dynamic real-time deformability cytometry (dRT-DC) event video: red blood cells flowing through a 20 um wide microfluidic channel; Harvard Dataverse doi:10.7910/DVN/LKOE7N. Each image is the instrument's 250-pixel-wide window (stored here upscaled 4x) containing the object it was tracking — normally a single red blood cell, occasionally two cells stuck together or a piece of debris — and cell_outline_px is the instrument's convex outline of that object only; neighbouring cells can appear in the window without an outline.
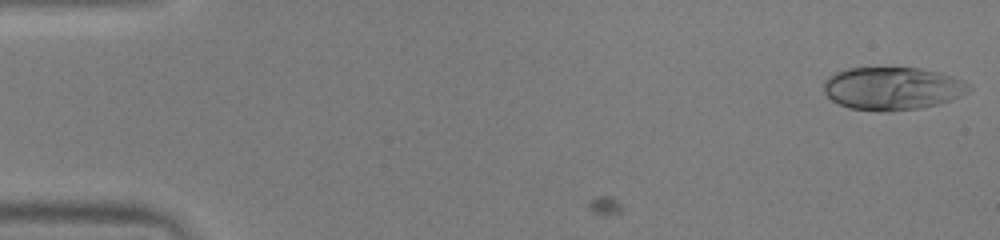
{"species": "human", "species_latin": "Homo sapiens", "temperature_condition": "warm", "stored_images_in_passage": 3, "camera_frame_rate_fps": 3000, "um_per_image_px": 0.085, "donor": {"sex": "male"}, "frame": {"image": 1, "passage_image": 1, "time_ms": 0.0, "image_size_px": [1000, 240], "cell_outline_px": [[972, 88], [968, 92], [952, 100], [936, 104], [916, 108], [880, 112], [848, 108], [832, 100], [824, 92], [824, 80], [828, 76], [836, 72], [848, 68], [920, 68], [940, 72], [952, 76], [968, 84]], "centroid_in_image_um": [75.83, 7.51], "position_along_channel_um": 9.2, "area_um2": 36.18}}